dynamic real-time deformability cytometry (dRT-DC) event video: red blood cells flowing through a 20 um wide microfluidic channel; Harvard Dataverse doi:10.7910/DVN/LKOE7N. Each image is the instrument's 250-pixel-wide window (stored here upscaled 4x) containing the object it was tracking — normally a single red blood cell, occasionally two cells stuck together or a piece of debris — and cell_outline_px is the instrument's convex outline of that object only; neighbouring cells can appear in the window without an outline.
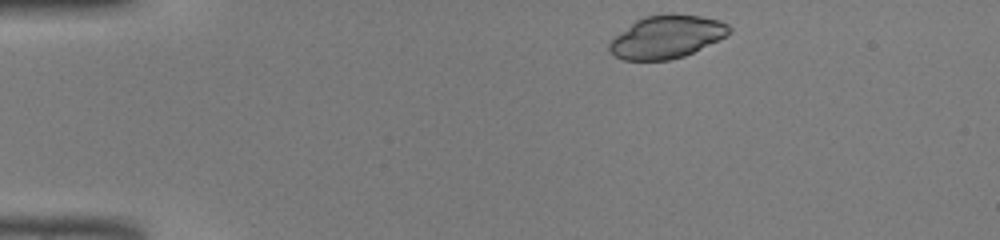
{"species": "common noctule bat (a hibernating species)", "species_latin": "Nyctalus noctula", "temperature_condition": "warm", "stored_images_in_passage": 39, "camera_frame_rate_fps": 3000, "um_per_image_px": 0.085, "animal": {"sex": "male", "body_mass_g": 19.0, "forearm_length_mm": 50.8}, "frame": {"image": 1, "passage_image": 1, "time_ms": 0.0, "image_size_px": [1000, 240], "cell_outline_px": [[732, 32], [684, 56], [668, 60], [624, 60], [608, 52], [608, 44], [616, 36], [636, 20], [644, 16], [668, 12], [672, 12], [700, 16], [720, 20], [728, 24], [732, 28]], "centroid_in_image_um": [56.66, 3.11], "position_along_channel_um": 28.3, "area_um2": 29.88}}
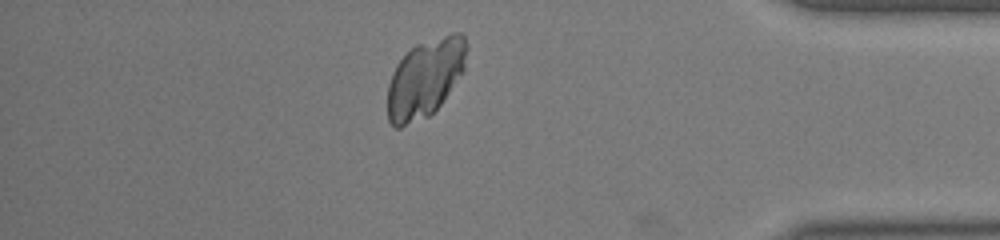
{"frame": {"image": 2, "passage_image": 33, "time_ms": 10.667, "image_size_px": [1000, 240], "cell_outline_px": [[468, 48], [464, 72], [440, 104], [428, 116], [400, 128], [396, 128], [388, 120], [388, 84], [392, 72], [396, 64], [416, 44], [452, 32], [460, 32], [464, 36], [468, 44]], "centroid_in_image_um": [36.16, 6.62], "position_along_channel_um": 399.0, "area_um2": 36.18}}
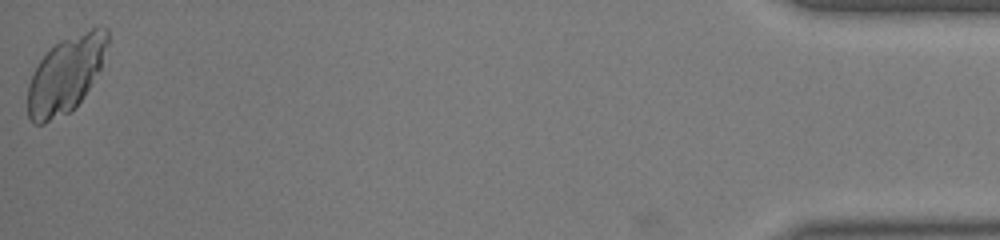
{"frame": {"image": 3, "passage_image": 39, "time_ms": 12.667, "image_size_px": [1000, 240], "cell_outline_px": [[108, 44], [100, 68], [84, 96], [76, 108], [44, 124], [32, 124], [28, 116], [28, 84], [40, 60], [60, 40], [96, 24], [100, 24], [108, 28]], "centroid_in_image_um": [5.62, 6.3], "position_along_channel_um": 429.6, "area_um2": 35.66}}